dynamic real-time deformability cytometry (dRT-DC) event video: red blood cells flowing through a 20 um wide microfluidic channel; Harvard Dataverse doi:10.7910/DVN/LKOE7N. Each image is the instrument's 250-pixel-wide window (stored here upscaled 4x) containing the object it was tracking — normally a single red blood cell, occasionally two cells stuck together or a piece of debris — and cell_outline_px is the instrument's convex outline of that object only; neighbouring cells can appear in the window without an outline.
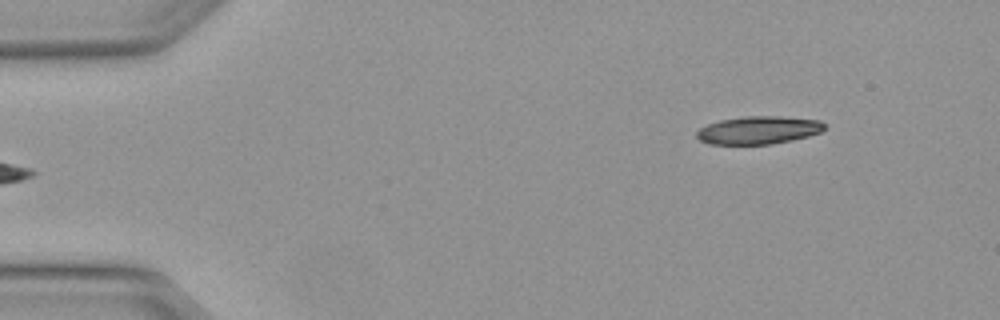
{"species": "Egyptian fruit bat (a non-hibernating species)", "species_latin": "Rousettus aegyptiacus", "temperature_condition": "warm", "stored_images_in_passage": 5, "segment_of_instrument_passage": [2, 2], "camera_frame_rate_fps": 3000, "um_per_image_px": 0.085, "animal": {"sex": "female"}, "frame": {"image": 1, "passage_image": 5, "time_ms": 1.333, "image_size_px": [1000, 320], "cell_outline_px": [[824, 128], [820, 132], [808, 136], [792, 140], [772, 144], [708, 144], [700, 140], [696, 136], [696, 132], [700, 128], [708, 124], [720, 120], [744, 116], [780, 116], [820, 120], [824, 124]], "centroid_in_image_um": [64.46, 11.06], "position_along_channel_um": 20.5, "area_um2": 20.75}}